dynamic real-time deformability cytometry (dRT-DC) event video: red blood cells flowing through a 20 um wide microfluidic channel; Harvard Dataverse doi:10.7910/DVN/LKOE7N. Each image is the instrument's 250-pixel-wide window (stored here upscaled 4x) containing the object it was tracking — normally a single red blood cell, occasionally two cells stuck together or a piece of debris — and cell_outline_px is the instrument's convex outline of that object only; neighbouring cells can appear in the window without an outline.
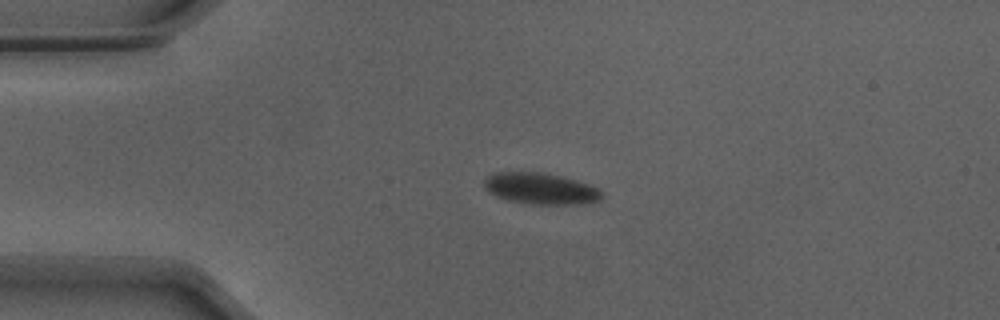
{"species": "Egyptian fruit bat (a non-hibernating species)", "species_latin": "Rousettus aegyptiacus", "temperature_condition": "warm", "stored_images_in_passage": 40, "camera_frame_rate_fps": 3000, "um_per_image_px": 0.085, "animal": {"sex": "male"}, "frame": {"image": 1, "passage_image": 1, "time_ms": 0.0, "image_size_px": [1000, 320], "cell_outline_px": [[604, 196], [600, 200], [588, 204], [528, 204], [504, 200], [488, 192], [484, 188], [484, 180], [488, 176], [496, 172], [540, 172], [560, 176], [588, 184], [596, 188]], "centroid_in_image_um": [45.92, 16.05], "position_along_channel_um": 39.1, "area_um2": 21.56}}
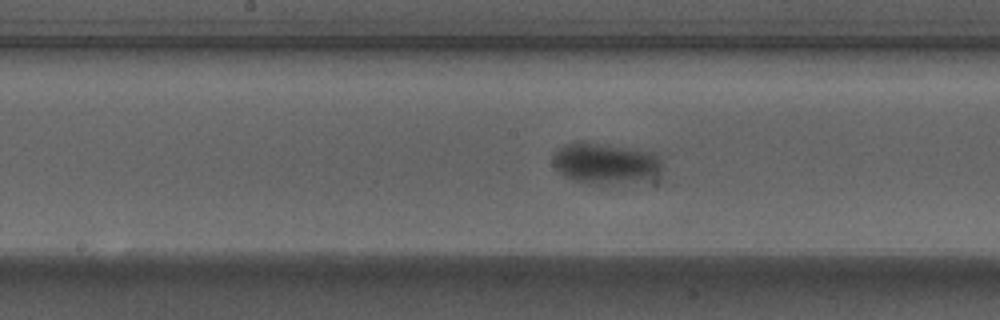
{"frame": {"image": 2, "passage_image": 16, "time_ms": 5.0, "image_size_px": [1000, 320], "cell_outline_px": [[664, 168], [656, 184], [588, 184], [572, 180], [564, 176], [552, 164], [552, 152], [556, 148], [564, 144], [576, 140], [580, 140], [632, 148], [652, 152], [660, 160]], "centroid_in_image_um": [51.54, 13.93], "position_along_channel_um": 196.7, "area_um2": 27.98}}
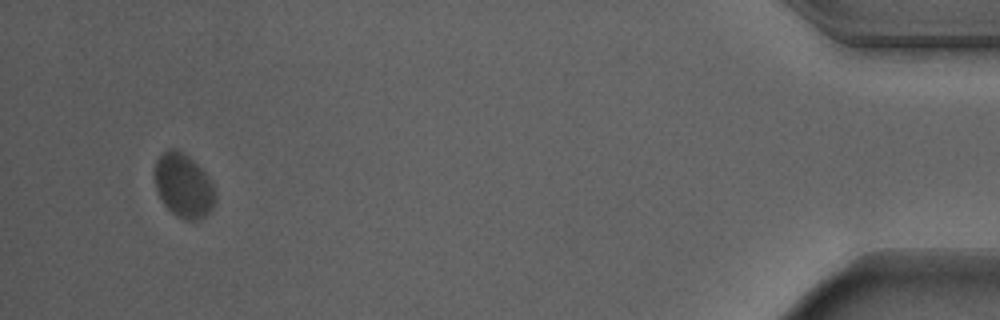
{"frame": {"image": 3, "passage_image": 40, "time_ms": 13.0, "image_size_px": [1000, 320], "cell_outline_px": [[216, 200], [212, 208], [200, 220], [188, 220], [176, 216], [164, 204], [156, 188], [156, 160], [164, 152], [172, 148], [188, 156], [208, 176], [216, 192]], "centroid_in_image_um": [15.63, 15.81], "position_along_channel_um": 419.6, "area_um2": 22.08}, "authors_computed_cell_mechanics": {"area_um2": 23.8136, "velocity_mm_per_s": 3.7872, "shape_relaxation_time_tau1_ms": 2.9249, "shape_relaxation_time_tau2_ms": null, "deformation_change_tau1": 0.1117, "deformation_change_tau2": null}}